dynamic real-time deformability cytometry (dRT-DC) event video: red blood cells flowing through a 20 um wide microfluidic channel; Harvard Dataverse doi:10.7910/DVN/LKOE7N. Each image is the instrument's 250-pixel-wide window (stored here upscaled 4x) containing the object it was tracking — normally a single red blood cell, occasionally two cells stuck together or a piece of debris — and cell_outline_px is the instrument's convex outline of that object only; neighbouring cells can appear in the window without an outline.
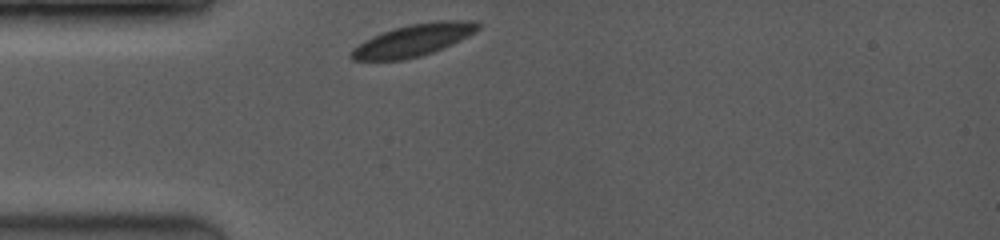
{"species": "common noctule bat (a hibernating species)", "species_latin": "Nyctalus noctula", "temperature_condition": "room temperature", "stored_images_in_passage": 18, "camera_frame_rate_fps": 3500, "um_per_image_px": 0.085, "animal": {"sex": "female", "body_mass_g": 19.0, "forearm_length_mm": 53.3}, "frame": {"image": 1, "passage_image": 1, "time_ms": 0.0, "image_size_px": [1000, 240], "cell_outline_px": [[480, 28], [476, 32], [468, 36], [432, 52], [420, 56], [404, 60], [352, 60], [348, 56], [352, 48], [364, 40], [372, 36], [396, 28], [412, 24], [436, 20], [476, 20], [480, 24]], "centroid_in_image_um": [35.13, 3.41], "position_along_channel_um": 49.9, "area_um2": 23.58}}
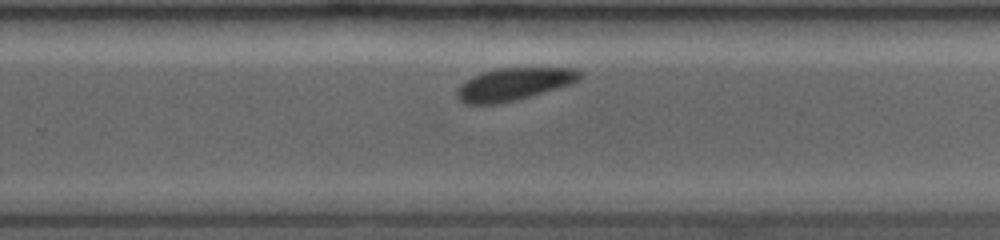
{"frame": {"image": 2, "passage_image": 12, "time_ms": 6.286, "image_size_px": [1000, 240], "cell_outline_px": [[584, 72], [572, 84], [516, 100], [500, 104], [464, 104], [456, 96], [456, 92], [468, 80], [484, 72], [500, 68], [576, 68]], "centroid_in_image_um": [43.72, 7.16], "position_along_channel_um": 286.1, "area_um2": 22.89}}
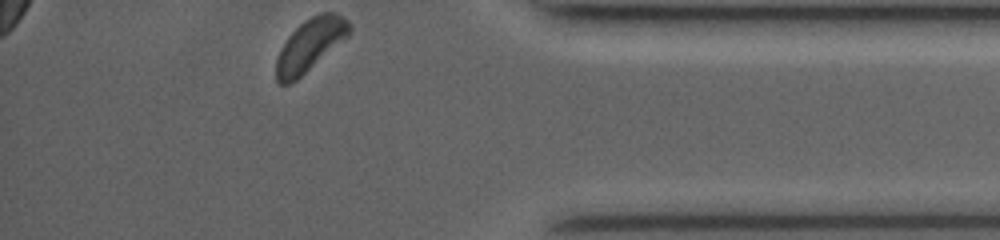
{"frame": {"image": 3, "passage_image": 18, "time_ms": 9.714, "image_size_px": [1000, 240], "cell_outline_px": [[352, 32], [348, 36], [296, 80], [288, 84], [280, 84], [276, 80], [276, 60], [280, 48], [288, 36], [304, 20], [320, 12], [336, 12], [348, 20], [352, 28]], "centroid_in_image_um": [26.36, 3.8], "position_along_channel_um": 408.8, "area_um2": 22.2}, "authors_computed_cell_mechanics": {"area_um2": 23.3223, "velocity_mm_per_s": 3.9476, "shape_relaxation_time_tau1_ms": 0.8755, "shape_relaxation_time_tau2_ms": 2.4703, "deformation_change_tau1": 0.0624, "deformation_change_tau2": 0.0405}}